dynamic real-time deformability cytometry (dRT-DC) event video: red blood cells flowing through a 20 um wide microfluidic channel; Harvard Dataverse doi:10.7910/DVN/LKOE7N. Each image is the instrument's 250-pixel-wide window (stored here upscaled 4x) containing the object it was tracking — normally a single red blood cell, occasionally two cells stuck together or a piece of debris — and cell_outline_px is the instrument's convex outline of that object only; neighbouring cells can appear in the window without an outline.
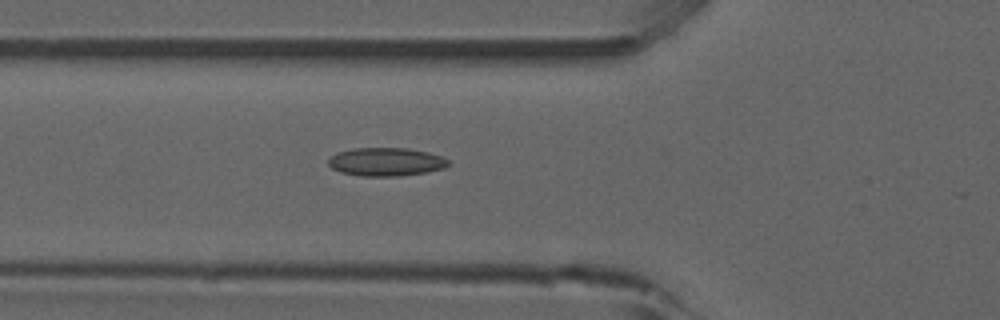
{"species": "common noctule bat (a hibernating species)", "species_latin": "Nyctalus noctula", "temperature_condition": "room temperature", "stored_images_in_passage": 24, "camera_frame_rate_fps": 3000, "um_per_image_px": 0.085, "animal": {"sex": "male", "forearm_length_mm": 52.5}, "frame": {"image": 1, "passage_image": 10, "time_ms": 3.0, "image_size_px": [1000, 320], "cell_outline_px": [[448, 164], [444, 168], [428, 172], [400, 176], [360, 176], [340, 172], [332, 168], [328, 164], [328, 160], [336, 152], [352, 148], [408, 148], [428, 152], [444, 156], [448, 160]], "centroid_in_image_um": [32.81, 13.75], "position_along_channel_um": 93.0, "area_um2": 20.0}}
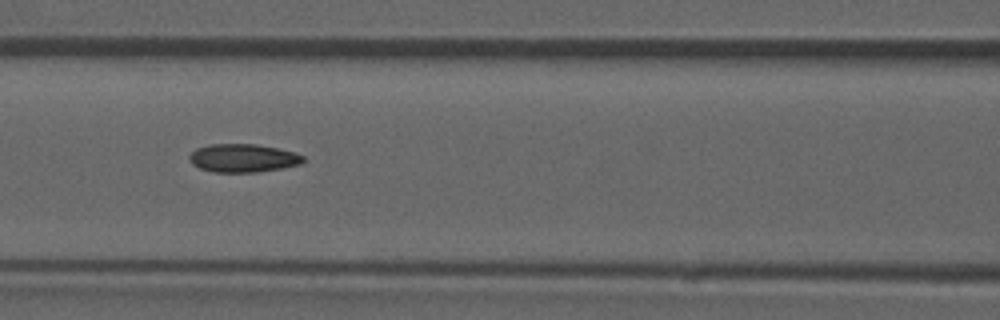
{"frame": {"image": 2, "passage_image": 14, "time_ms": 4.333, "image_size_px": [1000, 320], "cell_outline_px": [[304, 160], [300, 164], [280, 168], [256, 172], [212, 172], [200, 168], [192, 164], [188, 156], [196, 148], [208, 144], [256, 144], [296, 152], [304, 156]], "centroid_in_image_um": [20.64, 13.43], "position_along_channel_um": 146.0, "area_um2": 18.73}}